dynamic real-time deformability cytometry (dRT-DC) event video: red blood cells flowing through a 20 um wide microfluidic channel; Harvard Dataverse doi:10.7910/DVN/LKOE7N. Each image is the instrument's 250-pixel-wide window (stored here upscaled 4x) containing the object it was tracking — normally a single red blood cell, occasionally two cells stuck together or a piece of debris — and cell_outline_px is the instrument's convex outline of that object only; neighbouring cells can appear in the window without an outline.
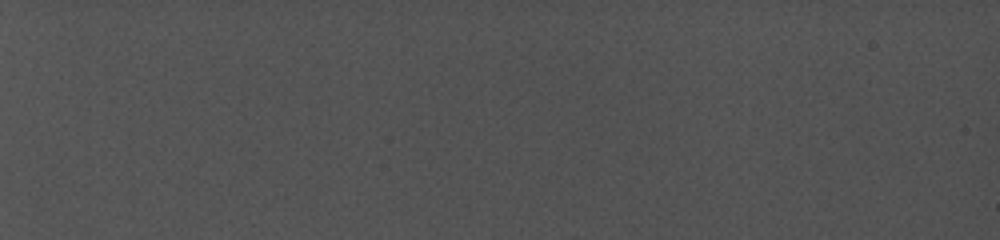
{"species": "common noctule bat (a hibernating species)", "species_latin": "Nyctalus noctula", "temperature_condition": "cold", "stored_images_in_passage": 1, "camera_frame_rate_fps": 5000, "um_per_image_px": 0.085, "animal": {"sex": "female", "body_mass_g": 19.0, "forearm_length_mm": 56.7}, "frame": {"image": 1, "passage_image": 1, "time_ms": 0.0, "image_size_px": [1000, 240], "cell_outline_px": [[616, 176], [612, 184], [600, 184], [552, 132], [556, 120], [572, 116], [612, 148], [616, 164]], "centroid_in_image_um": [49.92, 12.67], "position_along_channel_um": 35.1, "area_um2": 16.01}}